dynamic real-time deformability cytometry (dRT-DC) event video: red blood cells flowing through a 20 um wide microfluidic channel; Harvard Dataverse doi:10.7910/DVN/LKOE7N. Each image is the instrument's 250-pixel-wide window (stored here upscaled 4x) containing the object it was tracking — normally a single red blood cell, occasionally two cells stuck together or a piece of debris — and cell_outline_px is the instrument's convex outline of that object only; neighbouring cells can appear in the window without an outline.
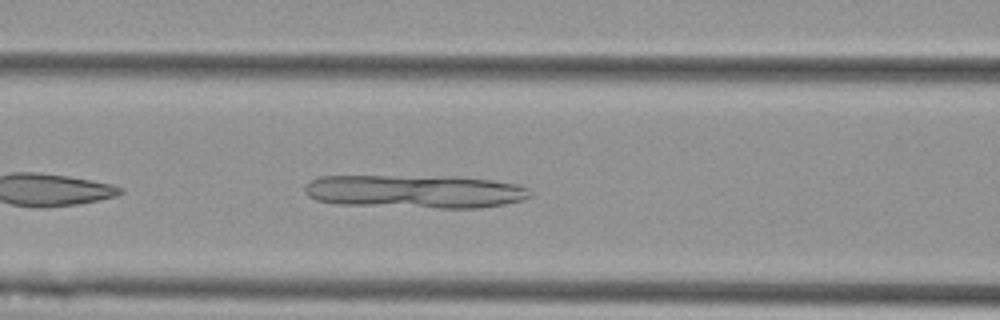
{"species": "Egyptian fruit bat (a non-hibernating species)", "species_latin": "Rousettus aegyptiacus", "temperature_condition": "cold", "stored_images_in_passage": 41, "camera_frame_rate_fps": 3000, "um_per_image_px": 0.085, "animal": {"sex": "female"}, "frame": {"image": 1, "passage_image": 8, "time_ms": 2.333, "image_size_px": [1000, 320], "cell_outline_px": [[532, 196], [524, 200], [504, 204], [476, 208], [440, 208], [336, 204], [316, 200], [308, 196], [304, 192], [304, 184], [308, 180], [320, 176], [460, 176], [492, 180], [516, 184], [528, 188], [532, 192]], "centroid_in_image_um": [35.26, 16.27], "position_along_channel_um": 131.3, "area_um2": 44.39}}
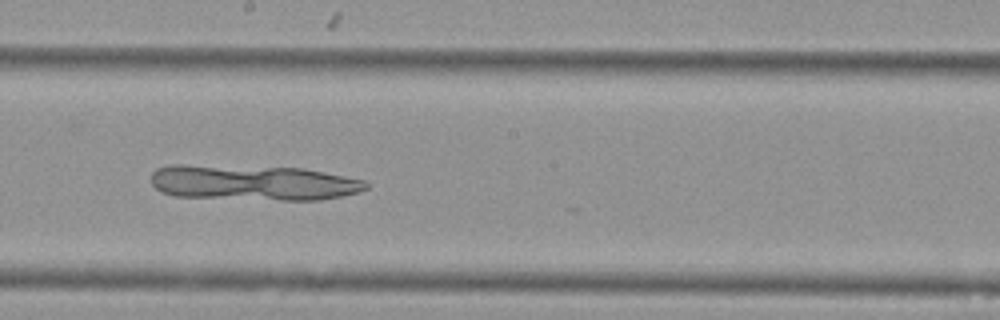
{"frame": {"image": 2, "passage_image": 16, "time_ms": 5.0, "image_size_px": [1000, 320], "cell_outline_px": [[368, 188], [360, 192], [320, 200], [280, 200], [176, 196], [160, 192], [152, 184], [152, 172], [156, 168], [172, 164], [184, 164], [304, 168], [368, 180]], "centroid_in_image_um": [21.54, 15.52], "position_along_channel_um": 226.7, "area_um2": 44.8}}
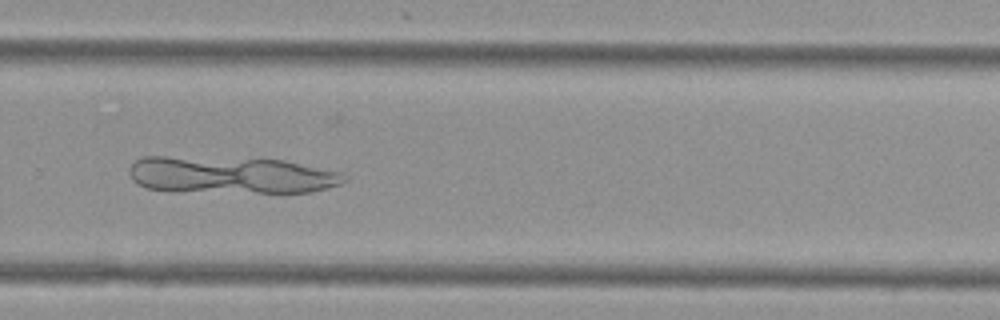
{"frame": {"image": 3, "passage_image": 23, "time_ms": 7.333, "image_size_px": [1000, 320], "cell_outline_px": [[348, 180], [340, 184], [328, 188], [312, 192], [168, 192], [148, 188], [132, 180], [128, 172], [132, 164], [136, 160], [144, 156], [168, 156], [284, 160], [344, 172], [348, 176]], "centroid_in_image_um": [19.65, 14.89], "position_along_channel_um": 310.2, "area_um2": 47.05}}